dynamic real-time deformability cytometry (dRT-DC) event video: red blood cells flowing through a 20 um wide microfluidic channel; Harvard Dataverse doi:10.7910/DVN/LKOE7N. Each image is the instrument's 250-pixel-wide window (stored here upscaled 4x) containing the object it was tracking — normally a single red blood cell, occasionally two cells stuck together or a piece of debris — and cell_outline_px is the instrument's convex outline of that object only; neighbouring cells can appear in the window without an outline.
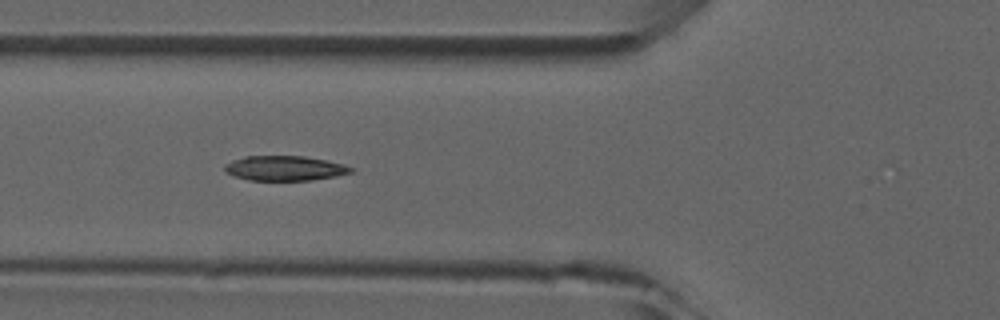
{"species": "common noctule bat (a hibernating species)", "species_latin": "Nyctalus noctula", "temperature_condition": "room temperature", "stored_images_in_passage": 9, "camera_frame_rate_fps": 3000, "um_per_image_px": 0.085, "animal": {"sex": "male", "forearm_length_mm": 52.5}, "frame": {"image": 1, "passage_image": 6, "time_ms": 5.667, "image_size_px": [1000, 320], "cell_outline_px": [[356, 168], [352, 172], [336, 176], [312, 180], [248, 180], [232, 176], [224, 172], [224, 164], [232, 160], [244, 156], [304, 156], [344, 164]], "centroid_in_image_um": [24.17, 14.3], "position_along_channel_um": 101.6, "area_um2": 18.44}}
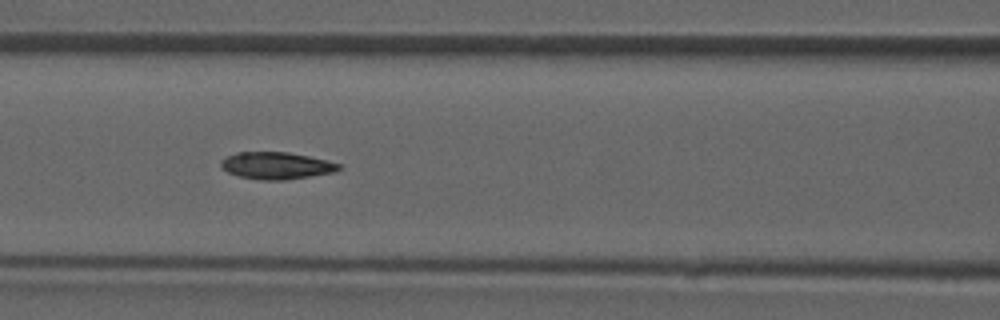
{"frame": {"image": 2, "passage_image": 7, "time_ms": 6.667, "image_size_px": [1000, 320], "cell_outline_px": [[340, 168], [336, 172], [284, 180], [260, 180], [240, 176], [228, 172], [220, 164], [220, 160], [236, 152], [288, 152], [308, 156], [340, 164]], "centroid_in_image_um": [23.48, 14.08], "position_along_channel_um": 143.1, "area_um2": 18.38}}